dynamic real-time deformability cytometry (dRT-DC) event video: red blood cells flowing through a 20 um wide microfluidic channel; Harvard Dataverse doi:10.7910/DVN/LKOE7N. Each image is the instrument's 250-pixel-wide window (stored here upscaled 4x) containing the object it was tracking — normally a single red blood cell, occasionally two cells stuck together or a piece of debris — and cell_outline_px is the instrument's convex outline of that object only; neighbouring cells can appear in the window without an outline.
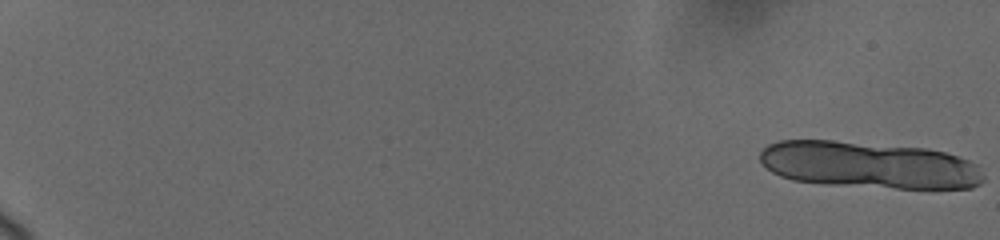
{"species": "human", "species_latin": "Homo sapiens", "temperature_condition": "cold", "stored_images_in_passage": 22, "camera_frame_rate_fps": 3000, "um_per_image_px": 0.085, "donor": {"sex": "female"}, "frame": {"image": 1, "passage_image": 1, "time_ms": 0.0, "image_size_px": [1000, 240], "cell_outline_px": [[984, 180], [980, 184], [972, 188], [896, 188], [824, 184], [792, 180], [780, 176], [772, 172], [760, 160], [760, 152], [768, 144], [780, 140], [832, 140], [928, 148], [944, 152], [968, 160], [976, 164], [984, 176]], "centroid_in_image_um": [73.86, 14.02], "position_along_channel_um": 11.1, "area_um2": 61.04}}